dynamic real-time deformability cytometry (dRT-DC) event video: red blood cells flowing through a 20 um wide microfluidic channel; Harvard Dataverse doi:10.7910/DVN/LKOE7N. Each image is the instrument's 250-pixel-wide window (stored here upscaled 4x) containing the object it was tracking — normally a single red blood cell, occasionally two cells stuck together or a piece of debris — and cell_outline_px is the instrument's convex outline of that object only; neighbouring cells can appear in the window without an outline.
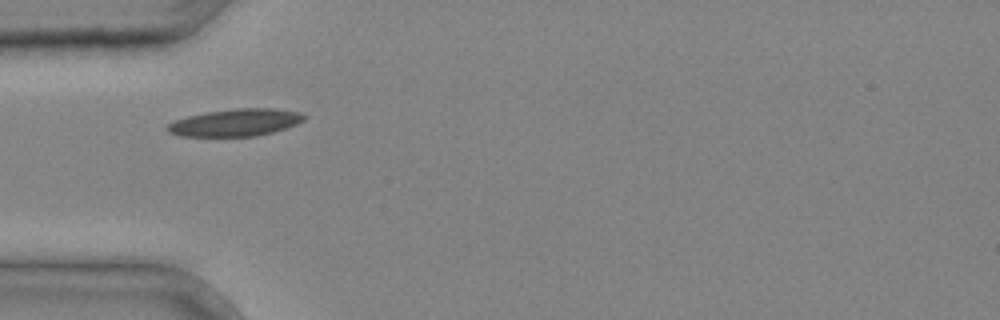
{"species": "common noctule bat (a hibernating species)", "species_latin": "Nyctalus noctula", "temperature_condition": "cold", "stored_images_in_passage": 1, "camera_frame_rate_fps": 3000, "um_per_image_px": 0.085, "animal": {"sex": "male", "body_mass_g": 20.4}, "frame": {"image": 1, "passage_image": 1, "time_ms": 0.0, "image_size_px": [1000, 320], "cell_outline_px": [[308, 116], [304, 120], [296, 124], [272, 132], [256, 136], [180, 136], [168, 132], [164, 128], [168, 124], [176, 120], [188, 116], [208, 112], [236, 108], [272, 108], [300, 112]], "centroid_in_image_um": [20.02, 10.41], "position_along_channel_um": 65.0, "area_um2": 21.62}}